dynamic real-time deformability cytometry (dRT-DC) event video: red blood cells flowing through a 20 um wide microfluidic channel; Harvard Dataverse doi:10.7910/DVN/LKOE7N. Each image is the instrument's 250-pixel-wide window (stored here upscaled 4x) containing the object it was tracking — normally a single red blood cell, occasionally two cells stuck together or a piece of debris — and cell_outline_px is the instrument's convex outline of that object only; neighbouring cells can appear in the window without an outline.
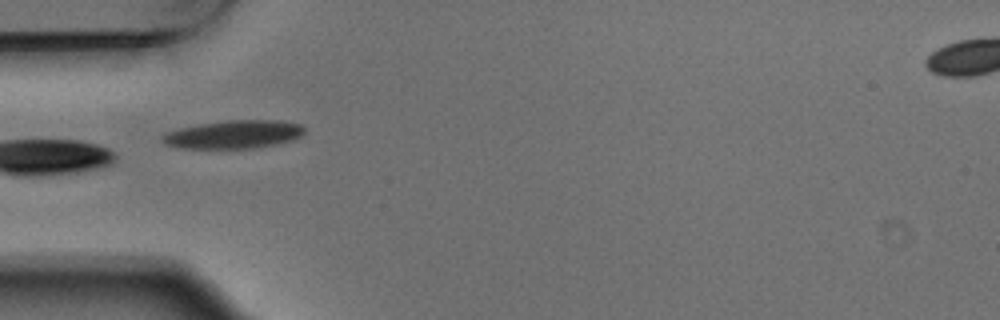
{"species": "Egyptian fruit bat (a non-hibernating species)", "species_latin": "Rousettus aegyptiacus", "temperature_condition": "warm", "stored_images_in_passage": 3, "camera_frame_rate_fps": 3000, "um_per_image_px": 0.085, "animal": {"sex": "male"}, "frame": {"image": 1, "passage_image": 3, "time_ms": 0.667, "image_size_px": [1000, 320], "cell_outline_px": [[304, 132], [300, 136], [292, 140], [276, 144], [252, 148], [176, 148], [164, 144], [160, 140], [160, 136], [168, 132], [180, 128], [200, 124], [228, 120], [280, 120], [300, 124], [304, 128]], "centroid_in_image_um": [19.83, 11.42], "position_along_channel_um": 65.2, "area_um2": 23.35}}